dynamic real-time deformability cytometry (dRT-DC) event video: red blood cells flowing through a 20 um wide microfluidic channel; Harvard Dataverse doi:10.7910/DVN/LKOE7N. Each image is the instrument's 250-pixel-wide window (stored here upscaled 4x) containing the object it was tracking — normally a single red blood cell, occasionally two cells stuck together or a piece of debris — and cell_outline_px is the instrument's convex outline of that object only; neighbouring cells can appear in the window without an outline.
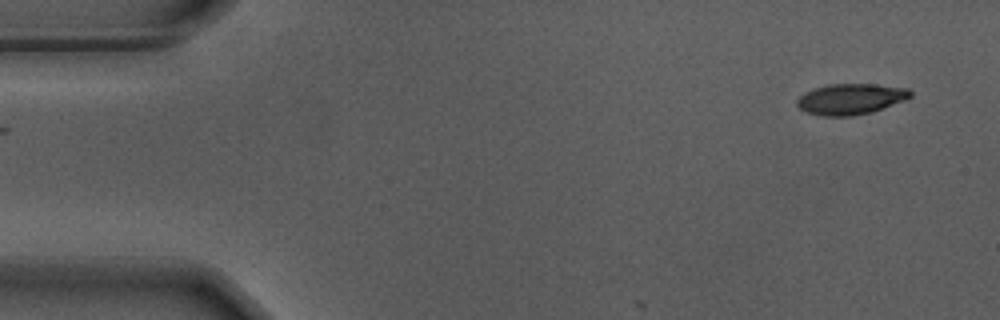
{"species": "Egyptian fruit bat (a non-hibernating species)", "species_latin": "Rousettus aegyptiacus", "temperature_condition": "warm", "stored_images_in_passage": 3, "camera_frame_rate_fps": 3000, "um_per_image_px": 0.085, "animal": {"sex": "male"}, "frame": {"image": 1, "passage_image": 1, "time_ms": 0.0, "image_size_px": [1000, 320], "cell_outline_px": [[912, 96], [904, 100], [872, 112], [852, 116], [820, 116], [808, 112], [800, 108], [796, 104], [796, 100], [804, 92], [812, 88], [828, 84], [876, 84], [908, 88], [912, 92]], "centroid_in_image_um": [72.29, 8.41], "position_along_channel_um": 12.7, "area_um2": 20.46}}